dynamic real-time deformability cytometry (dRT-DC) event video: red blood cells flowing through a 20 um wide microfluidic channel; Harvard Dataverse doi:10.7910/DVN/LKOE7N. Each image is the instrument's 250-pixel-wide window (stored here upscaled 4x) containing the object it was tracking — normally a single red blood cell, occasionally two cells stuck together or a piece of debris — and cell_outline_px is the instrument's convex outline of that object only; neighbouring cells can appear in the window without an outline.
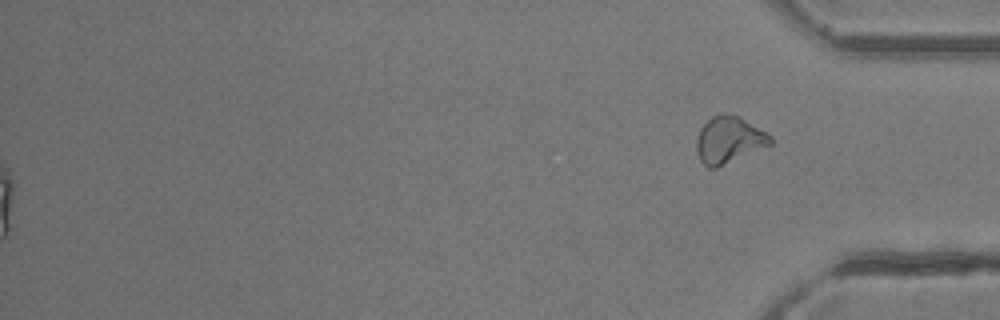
{"species": "common noctule bat (a hibernating species)", "species_latin": "Nyctalus noctula", "temperature_condition": "room temperature", "stored_images_in_passage": 49, "segment_of_instrument_passage": [2, 2], "camera_frame_rate_fps": 3000, "um_per_image_px": 0.085, "animal": {"sex": "female"}, "frame": {"image": 1, "passage_image": 49, "time_ms": 16.0, "image_size_px": [1000, 320], "cell_outline_px": [[772, 144], [716, 168], [708, 168], [700, 160], [696, 152], [696, 140], [700, 128], [712, 116], [720, 112], [740, 116], [768, 132], [772, 136]], "centroid_in_image_um": [61.96, 11.87], "position_along_channel_um": 373.2, "area_um2": 20.35}}